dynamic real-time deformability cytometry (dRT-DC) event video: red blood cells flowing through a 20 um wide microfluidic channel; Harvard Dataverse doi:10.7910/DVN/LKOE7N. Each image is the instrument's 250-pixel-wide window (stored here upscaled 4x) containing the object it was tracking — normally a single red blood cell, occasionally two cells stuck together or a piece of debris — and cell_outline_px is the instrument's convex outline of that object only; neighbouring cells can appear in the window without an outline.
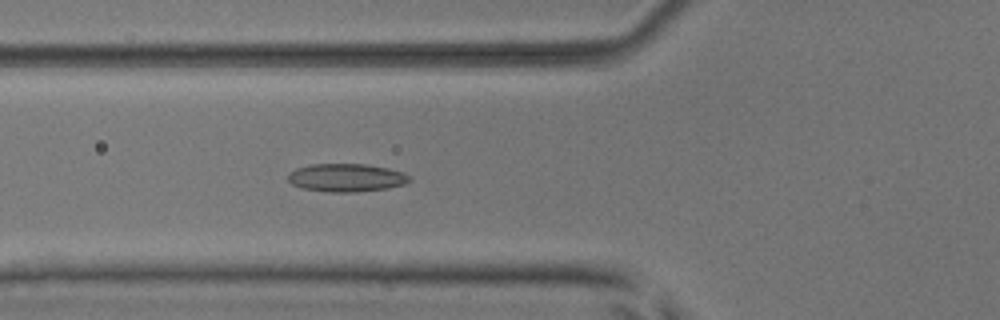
{"species": "common noctule bat (a hibernating species)", "species_latin": "Nyctalus noctula", "temperature_condition": "room temperature", "stored_images_in_passage": 54, "camera_frame_rate_fps": 3000, "um_per_image_px": 0.085, "animal": {"sex": "male", "body_mass_g": 17.9, "forearm_length_mm": 54.2}, "frame": {"image": 1, "passage_image": 20, "time_ms": 6.333, "image_size_px": [1000, 320], "cell_outline_px": [[412, 180], [404, 184], [388, 188], [356, 192], [328, 192], [300, 188], [292, 184], [288, 180], [288, 172], [296, 168], [312, 164], [368, 164], [388, 168], [404, 172], [412, 176]], "centroid_in_image_um": [29.46, 15.1], "position_along_channel_um": 96.3, "area_um2": 20.17}}
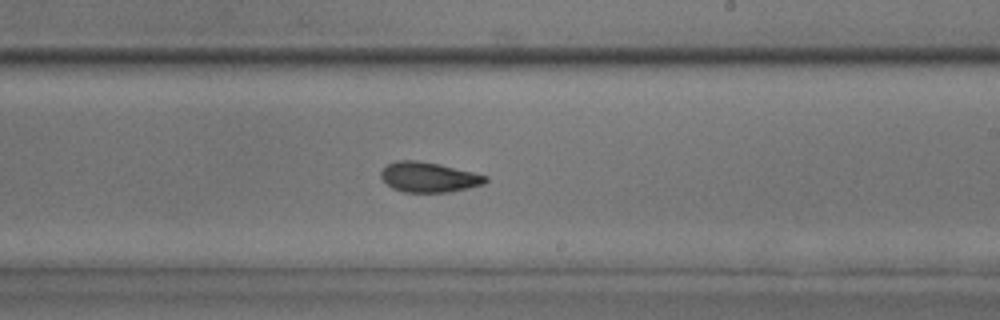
{"frame": {"image": 2, "passage_image": 32, "time_ms": 10.333, "image_size_px": [1000, 320], "cell_outline_px": [[488, 180], [484, 184], [468, 188], [448, 192], [404, 192], [392, 188], [380, 176], [380, 172], [388, 164], [396, 160], [416, 160], [436, 164], [472, 172], [488, 176]], "centroid_in_image_um": [36.44, 15.06], "position_along_channel_um": 252.6, "area_um2": 18.09}}
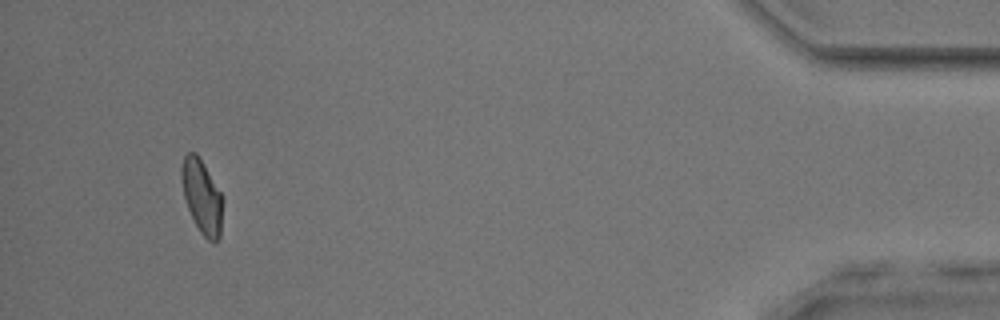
{"frame": {"image": 3, "passage_image": 50, "time_ms": 16.333, "image_size_px": [1000, 320], "cell_outline_px": [[224, 200], [220, 236], [216, 244], [212, 244], [200, 232], [188, 208], [184, 196], [180, 176], [180, 168], [184, 156], [188, 152], [196, 152], [224, 196]], "centroid_in_image_um": [17.19, 16.72], "position_along_channel_um": 418.0, "area_um2": 18.09}}